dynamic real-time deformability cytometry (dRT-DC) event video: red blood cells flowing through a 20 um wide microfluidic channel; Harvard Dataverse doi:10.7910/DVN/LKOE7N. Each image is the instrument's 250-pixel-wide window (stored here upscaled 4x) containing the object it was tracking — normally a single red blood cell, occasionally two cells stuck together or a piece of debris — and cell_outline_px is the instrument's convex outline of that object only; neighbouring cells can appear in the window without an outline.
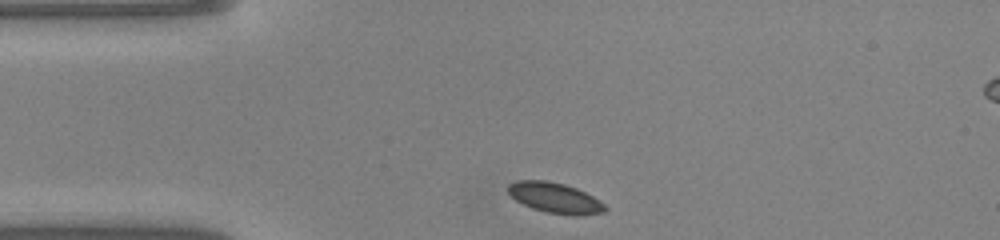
{"species": "common noctule bat (a hibernating species)", "species_latin": "Nyctalus noctula", "temperature_condition": "warm", "stored_images_in_passage": 40, "camera_frame_rate_fps": 3000, "um_per_image_px": 0.085, "animal": {"sex": "male", "body_mass_g": 20.0, "forearm_length_mm": 53.3}, "frame": {"image": 1, "passage_image": 1, "time_ms": 0.0, "image_size_px": [1000, 240], "cell_outline_px": [[608, 208], [604, 212], [548, 212], [532, 208], [516, 200], [508, 192], [508, 184], [516, 180], [544, 180], [564, 184], [576, 188], [592, 196], [604, 204]], "centroid_in_image_um": [47.08, 16.75], "position_along_channel_um": 37.9, "area_um2": 16.18}}
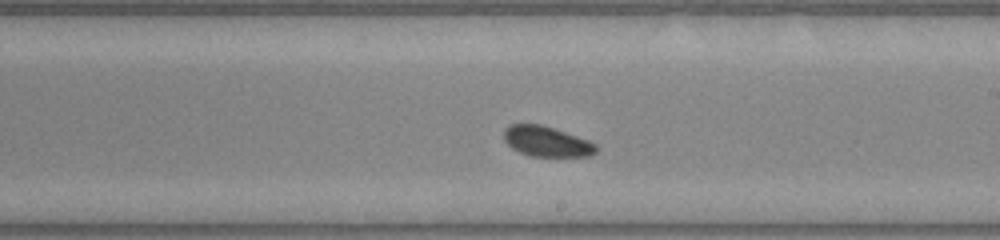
{"frame": {"image": 2, "passage_image": 18, "time_ms": 5.667, "image_size_px": [1000, 240], "cell_outline_px": [[596, 152], [588, 156], [532, 156], [520, 152], [512, 148], [504, 140], [504, 128], [512, 124], [540, 124], [588, 140], [596, 144]], "centroid_in_image_um": [46.44, 12.02], "position_along_channel_um": 242.6, "area_um2": 16.01}}
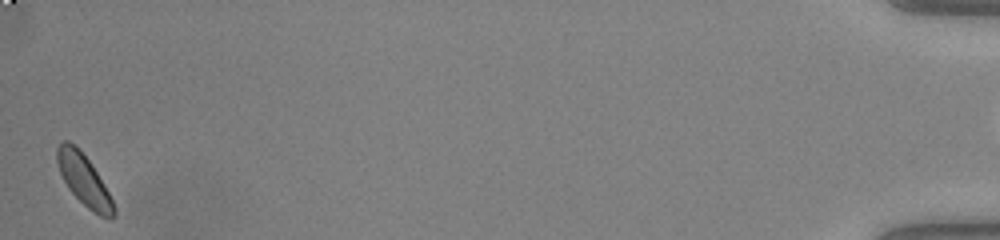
{"frame": {"image": 3, "passage_image": 39, "time_ms": 12.667, "image_size_px": [1000, 240], "cell_outline_px": [[116, 216], [112, 220], [100, 216], [92, 212], [68, 188], [60, 172], [56, 160], [56, 148], [64, 140], [68, 140], [88, 160], [104, 184], [116, 208]], "centroid_in_image_um": [7.16, 15.36], "position_along_channel_um": 428.0, "area_um2": 16.53}}